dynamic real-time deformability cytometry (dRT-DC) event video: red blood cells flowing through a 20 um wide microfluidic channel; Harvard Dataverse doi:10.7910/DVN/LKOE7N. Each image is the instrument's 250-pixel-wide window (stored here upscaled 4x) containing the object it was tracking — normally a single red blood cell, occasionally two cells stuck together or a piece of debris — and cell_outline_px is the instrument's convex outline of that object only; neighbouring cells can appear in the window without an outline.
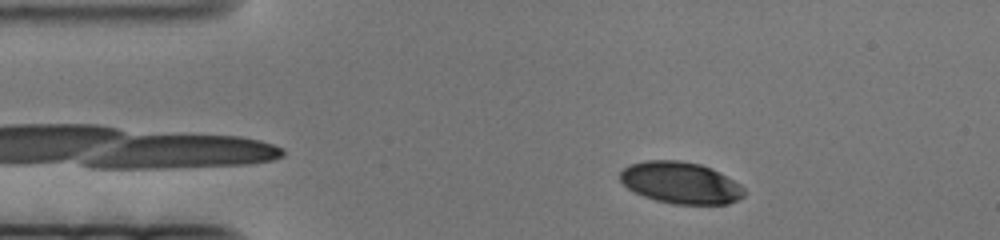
{"species": "human", "species_latin": "Homo sapiens", "temperature_condition": "cold", "stored_images_in_passage": 59, "camera_frame_rate_fps": 3000, "um_per_image_px": 0.085, "donor": {"sex": "female"}, "frame": {"image": 1, "passage_image": 6, "time_ms": 1.667, "image_size_px": [1000, 240], "cell_outline_px": [[744, 196], [740, 200], [728, 204], [672, 204], [656, 200], [644, 196], [628, 188], [620, 180], [620, 172], [628, 164], [644, 160], [680, 160], [700, 164], [712, 168], [740, 184], [744, 188]], "centroid_in_image_um": [57.86, 15.53], "position_along_channel_um": 27.1, "area_um2": 30.29}}
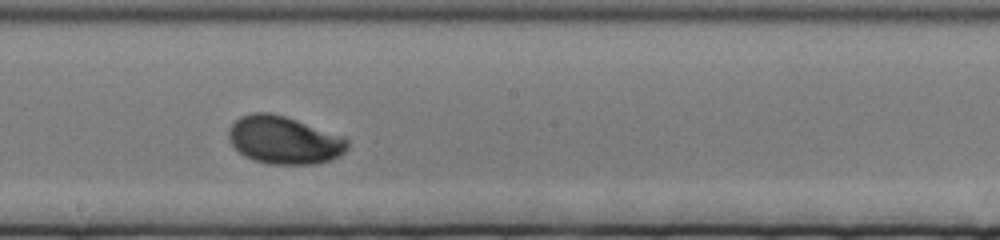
{"frame": {"image": 2, "passage_image": 36, "time_ms": 11.667, "image_size_px": [1000, 240], "cell_outline_px": [[348, 148], [340, 156], [316, 164], [272, 164], [252, 160], [244, 156], [232, 144], [228, 136], [228, 128], [240, 116], [252, 112], [272, 112], [344, 136], [348, 140]], "centroid_in_image_um": [24.14, 11.9], "position_along_channel_um": 224.1, "area_um2": 33.12}}
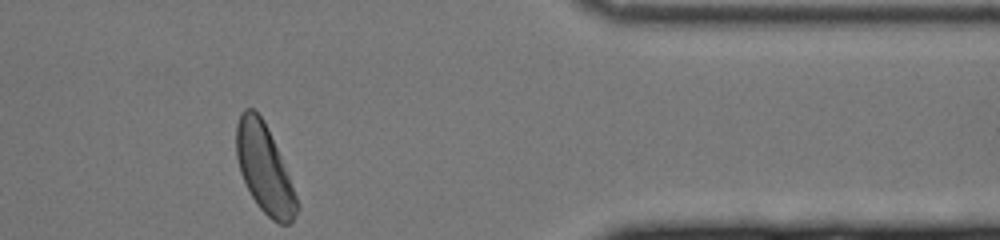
{"frame": {"image": 3, "passage_image": 59, "time_ms": 19.333, "image_size_px": [1000, 240], "cell_outline_px": [[300, 208], [292, 220], [288, 224], [280, 224], [272, 220], [260, 208], [252, 196], [240, 172], [236, 156], [236, 124], [240, 112], [244, 108], [252, 108], [264, 120], [280, 156], [300, 204]], "centroid_in_image_um": [22.46, 14.33], "position_along_channel_um": 388.9, "area_um2": 30.81}}